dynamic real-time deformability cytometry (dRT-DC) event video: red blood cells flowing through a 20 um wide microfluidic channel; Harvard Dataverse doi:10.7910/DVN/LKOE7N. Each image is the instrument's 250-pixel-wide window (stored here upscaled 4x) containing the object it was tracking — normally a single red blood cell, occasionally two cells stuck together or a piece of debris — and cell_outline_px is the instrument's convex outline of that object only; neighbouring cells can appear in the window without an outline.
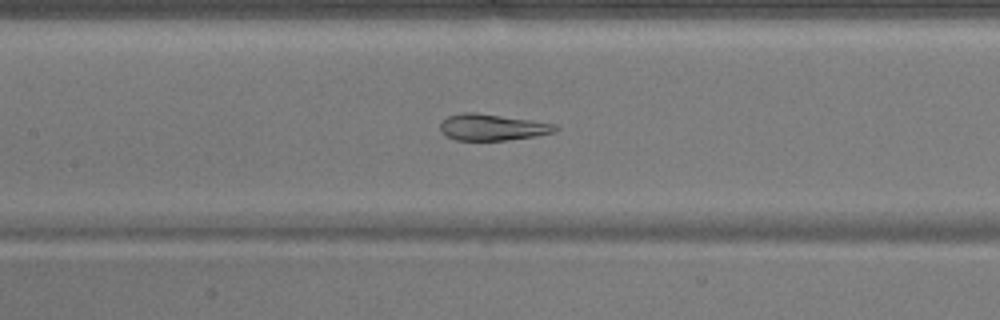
{"species": "common noctule bat (a hibernating species)", "species_latin": "Nyctalus noctula", "temperature_condition": "warm", "stored_images_in_passage": 52, "camera_frame_rate_fps": 3000, "um_per_image_px": 0.085, "animal": {"sex": "male", "body_mass_g": 17.9}, "frame": {"image": 1, "passage_image": 24, "time_ms": 7.667, "image_size_px": [1000, 320], "cell_outline_px": [[560, 128], [556, 132], [536, 136], [508, 140], [456, 140], [448, 136], [440, 128], [440, 120], [448, 116], [464, 112], [476, 112], [556, 124]], "centroid_in_image_um": [41.87, 10.81], "position_along_channel_um": 165.5, "area_um2": 17.69}}
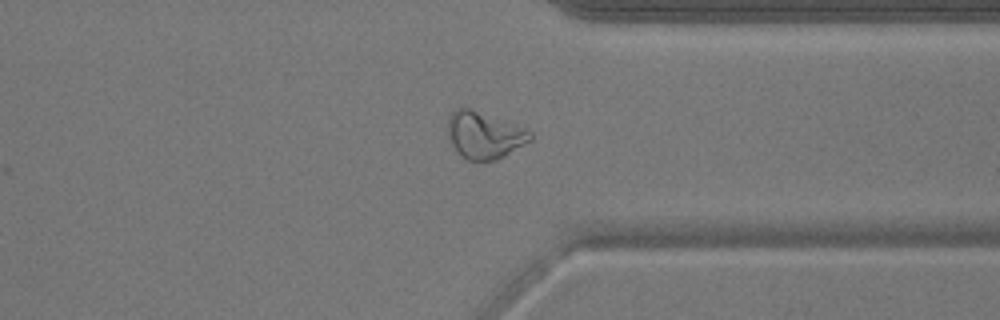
{"frame": {"image": 2, "passage_image": 40, "time_ms": 13.0, "image_size_px": [1000, 320], "cell_outline_px": [[532, 140], [504, 156], [496, 160], [468, 160], [456, 152], [448, 140], [448, 124], [452, 112], [456, 108], [472, 108], [532, 132]], "centroid_in_image_um": [41.13, 11.5], "position_along_channel_um": 370.3, "area_um2": 22.31}}
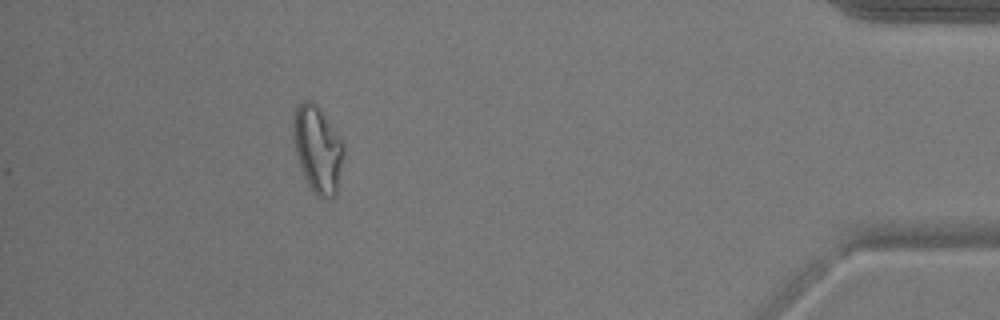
{"frame": {"image": 3, "passage_image": 47, "time_ms": 15.333, "image_size_px": [1000, 320], "cell_outline_px": [[344, 152], [336, 196], [332, 200], [316, 196], [308, 184], [304, 176], [296, 152], [292, 124], [296, 108], [304, 100], [312, 100], [320, 108], [344, 144]], "centroid_in_image_um": [27.02, 12.7], "position_along_channel_um": 408.2, "area_um2": 25.32}}